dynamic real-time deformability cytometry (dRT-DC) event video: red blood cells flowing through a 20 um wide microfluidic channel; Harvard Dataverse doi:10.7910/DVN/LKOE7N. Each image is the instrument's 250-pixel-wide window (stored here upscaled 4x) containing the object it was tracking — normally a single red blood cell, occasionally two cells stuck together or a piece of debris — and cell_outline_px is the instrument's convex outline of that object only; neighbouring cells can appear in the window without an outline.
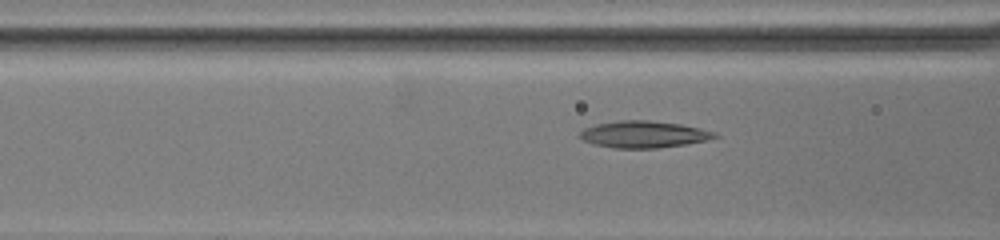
{"species": "common noctule bat (a hibernating species)", "species_latin": "Nyctalus noctula", "temperature_condition": "warm", "stored_images_in_passage": 28, "camera_frame_rate_fps": 3000, "um_per_image_px": 0.085, "animal": {"sex": "female", "body_mass_g": 19.5, "forearm_length_mm": 54.1}, "frame": {"image": 1, "passage_image": 10, "time_ms": 3.333, "image_size_px": [1000, 240], "cell_outline_px": [[720, 136], [704, 140], [684, 144], [656, 148], [612, 148], [592, 144], [576, 136], [584, 128], [596, 124], [620, 120], [648, 120], [680, 124], [700, 128], [716, 132]], "centroid_in_image_um": [54.66, 11.42], "position_along_channel_um": 111.9, "area_um2": 21.04}}
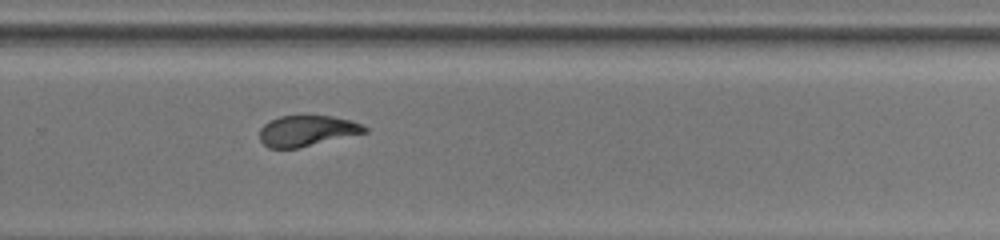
{"frame": {"image": 2, "passage_image": 19, "time_ms": 10.0, "image_size_px": [1000, 240], "cell_outline_px": [[368, 132], [296, 148], [268, 148], [260, 140], [260, 128], [268, 120], [280, 116], [304, 112], [332, 116], [352, 120], [368, 128]], "centroid_in_image_um": [26.07, 11.06], "position_along_channel_um": 303.7, "area_um2": 19.48}}
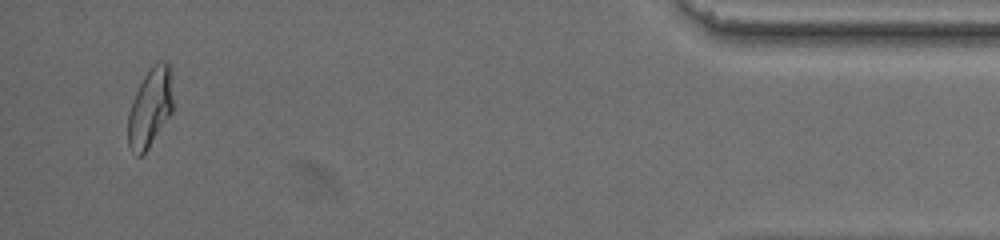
{"frame": {"image": 3, "passage_image": 27, "time_ms": 16.333, "image_size_px": [1000, 240], "cell_outline_px": [[172, 112], [148, 148], [140, 156], [136, 156], [128, 148], [128, 112], [132, 100], [144, 76], [156, 60], [168, 60], [172, 100]], "centroid_in_image_um": [12.73, 9.15], "position_along_channel_um": 422.5, "area_um2": 20.52}}